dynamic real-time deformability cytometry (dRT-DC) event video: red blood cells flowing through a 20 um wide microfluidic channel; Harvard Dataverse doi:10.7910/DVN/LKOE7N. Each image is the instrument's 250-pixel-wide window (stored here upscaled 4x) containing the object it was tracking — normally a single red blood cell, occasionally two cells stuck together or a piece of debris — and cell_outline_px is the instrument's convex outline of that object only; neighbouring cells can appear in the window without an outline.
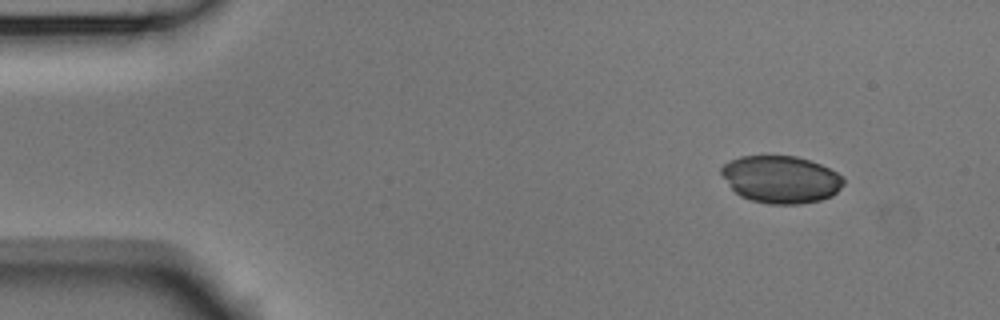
{"species": "Egyptian fruit bat (a non-hibernating species)", "species_latin": "Rousettus aegyptiacus", "temperature_condition": "room temperature", "stored_images_in_passage": 5, "segment_of_instrument_passage": [1, 2], "camera_frame_rate_fps": 3000, "um_per_image_px": 0.085, "animal": {"sex": "male"}, "frame": {"image": 1, "passage_image": 1, "time_ms": 0.0, "image_size_px": [1000, 320], "cell_outline_px": [[844, 184], [832, 196], [820, 200], [800, 204], [768, 204], [752, 200], [740, 196], [732, 188], [720, 172], [720, 168], [728, 160], [740, 156], [796, 156], [820, 164], [844, 176]], "centroid_in_image_um": [66.38, 15.24], "position_along_channel_um": 18.6, "area_um2": 33.7}}